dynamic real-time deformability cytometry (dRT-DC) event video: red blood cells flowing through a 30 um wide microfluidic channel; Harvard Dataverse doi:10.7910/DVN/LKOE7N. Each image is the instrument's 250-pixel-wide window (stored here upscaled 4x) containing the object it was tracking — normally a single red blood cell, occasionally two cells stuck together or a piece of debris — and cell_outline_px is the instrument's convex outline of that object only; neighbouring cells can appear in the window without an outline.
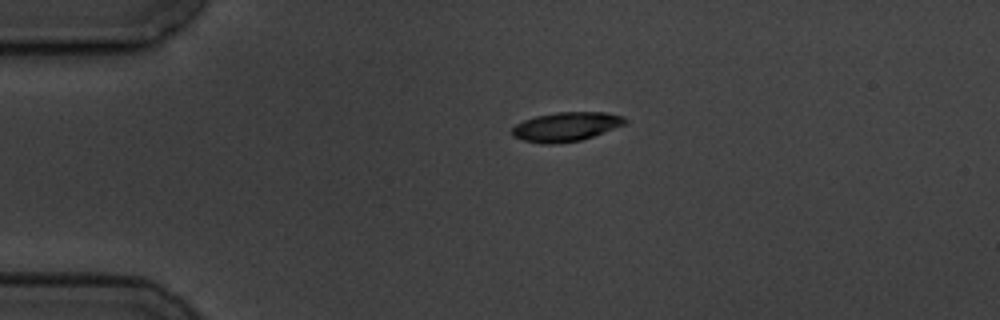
{"species": "common noctule bat (a hibernating species)", "species_latin": "Nyctalus noctula", "temperature_condition": "cold", "stored_images_in_passage": 2, "camera_frame_rate_fps": 3000, "um_per_image_px": 0.085, "animal": {"sex": "male", "body_mass_g": 19.5, "forearm_length_mm": 54.6}, "frame": {"image": 1, "passage_image": 1, "time_ms": 0.0, "image_size_px": [1000, 320], "cell_outline_px": [[628, 124], [580, 140], [548, 144], [540, 144], [524, 140], [512, 136], [508, 132], [516, 124], [524, 120], [536, 116], [556, 112], [608, 112], [624, 116], [628, 120]], "centroid_in_image_um": [48.13, 10.76], "position_along_channel_um": 36.9, "area_um2": 19.36}}